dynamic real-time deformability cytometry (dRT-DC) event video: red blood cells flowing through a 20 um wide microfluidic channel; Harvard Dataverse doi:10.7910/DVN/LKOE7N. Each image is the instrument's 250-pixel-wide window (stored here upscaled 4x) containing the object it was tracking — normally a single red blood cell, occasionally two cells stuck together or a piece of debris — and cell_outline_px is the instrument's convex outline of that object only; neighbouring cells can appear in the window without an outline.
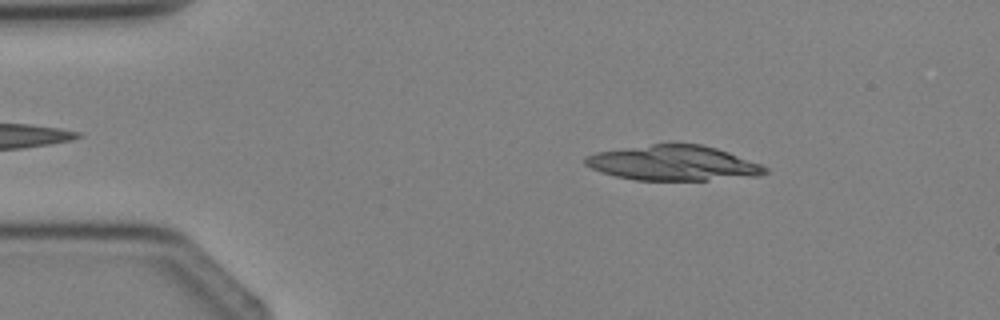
{"species": "Egyptian fruit bat (a non-hibernating species)", "species_latin": "Rousettus aegyptiacus", "temperature_condition": "cold", "stored_images_in_passage": 2, "camera_frame_rate_fps": 3000, "um_per_image_px": 0.085, "animal": {"sex": "female"}, "frame": {"image": 1, "passage_image": 1, "time_ms": 0.0, "image_size_px": [1000, 320], "cell_outline_px": [[768, 172], [760, 176], [708, 180], [636, 180], [616, 176], [600, 172], [584, 164], [584, 156], [596, 152], [652, 144], [700, 144], [716, 148], [728, 152], [760, 164], [768, 168]], "centroid_in_image_um": [57.23, 13.87], "position_along_channel_um": 27.8, "area_um2": 36.65}}